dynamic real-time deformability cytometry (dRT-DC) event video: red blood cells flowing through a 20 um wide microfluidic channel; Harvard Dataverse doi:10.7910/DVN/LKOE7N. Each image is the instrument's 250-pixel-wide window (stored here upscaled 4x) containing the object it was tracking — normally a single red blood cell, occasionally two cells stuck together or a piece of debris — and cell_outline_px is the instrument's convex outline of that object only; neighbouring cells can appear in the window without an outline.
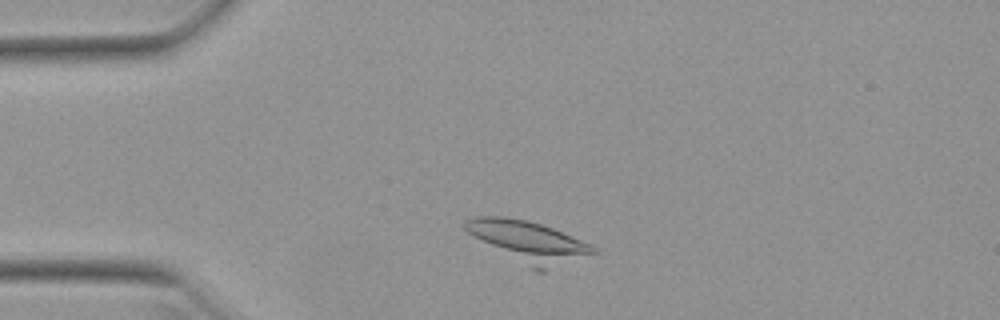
{"species": "Egyptian fruit bat (a non-hibernating species)", "species_latin": "Rousettus aegyptiacus", "temperature_condition": "warm", "stored_images_in_passage": 27, "camera_frame_rate_fps": 3000, "um_per_image_px": 0.085, "animal": {"sex": "female"}, "frame": {"image": 1, "passage_image": 8, "time_ms": 2.333, "image_size_px": [1000, 320], "cell_outline_px": [[600, 252], [544, 272], [536, 272], [468, 232], [464, 228], [464, 220], [476, 216], [504, 216], [524, 220], [540, 224], [552, 228], [592, 244]], "centroid_in_image_um": [45.01, 20.55], "position_along_channel_um": 40.0, "area_um2": 30.29}}
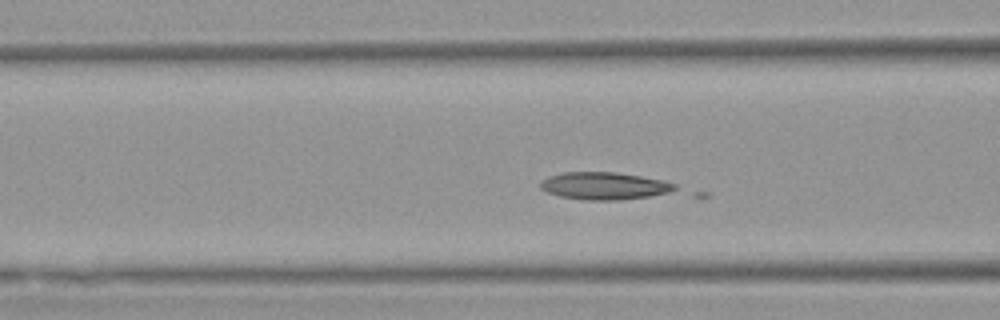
{"frame": {"image": 2, "passage_image": 16, "time_ms": 5.0, "image_size_px": [1000, 320], "cell_outline_px": [[676, 188], [668, 192], [648, 196], [620, 200], [588, 200], [560, 196], [548, 192], [540, 188], [540, 180], [548, 176], [564, 172], [616, 172], [664, 180], [676, 184]], "centroid_in_image_um": [51.33, 15.79], "position_along_channel_um": 115.3, "area_um2": 21.33}}
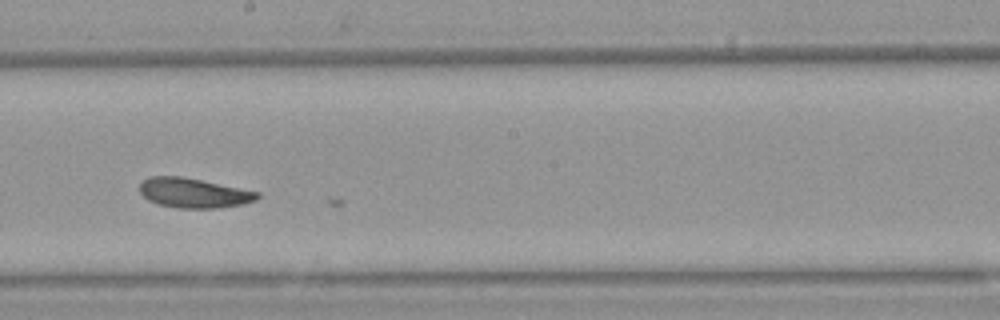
{"frame": {"image": 3, "passage_image": 25, "time_ms": 8.0, "image_size_px": [1000, 320], "cell_outline_px": [[260, 196], [256, 200], [240, 204], [220, 208], [180, 208], [156, 204], [148, 200], [140, 192], [140, 184], [144, 180], [152, 176], [180, 176], [260, 192]], "centroid_in_image_um": [16.45, 16.41], "position_along_channel_um": 231.7, "area_um2": 20.17}}